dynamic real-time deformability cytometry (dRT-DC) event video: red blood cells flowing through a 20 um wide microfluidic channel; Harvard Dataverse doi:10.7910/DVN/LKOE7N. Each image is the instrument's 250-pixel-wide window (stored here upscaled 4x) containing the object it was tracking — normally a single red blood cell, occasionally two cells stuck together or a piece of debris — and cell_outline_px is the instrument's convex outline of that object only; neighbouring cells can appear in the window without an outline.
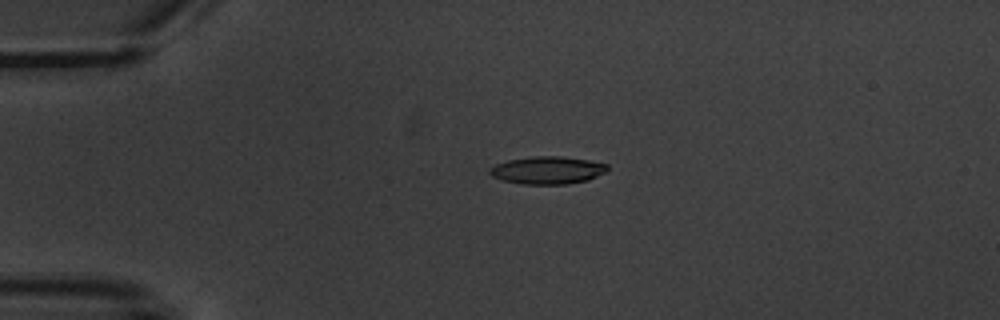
{"species": "common noctule bat (a hibernating species)", "species_latin": "Nyctalus noctula", "temperature_condition": "warm", "stored_images_in_passage": 5, "camera_frame_rate_fps": 3000, "um_per_image_px": 0.085, "animal": {"sex": "male", "body_mass_g": 20.1, "forearm_length_mm": 53.5}, "frame": {"image": 1, "passage_image": 4, "time_ms": 4.333, "image_size_px": [1000, 320], "cell_outline_px": [[608, 172], [588, 180], [564, 184], [520, 184], [504, 180], [492, 176], [488, 172], [496, 164], [508, 160], [532, 156], [560, 156], [588, 160], [608, 164]], "centroid_in_image_um": [46.58, 14.46], "position_along_channel_um": 38.4, "area_um2": 18.9}}